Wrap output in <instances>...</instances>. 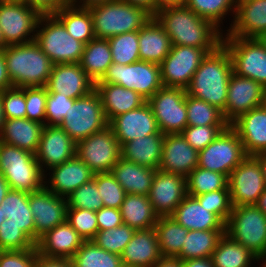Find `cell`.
<instances>
[{"mask_svg": "<svg viewBox=\"0 0 266 267\" xmlns=\"http://www.w3.org/2000/svg\"><path fill=\"white\" fill-rule=\"evenodd\" d=\"M153 16L164 27L172 45L209 48L212 52L222 45L224 33L186 5L162 8Z\"/></svg>", "mask_w": 266, "mask_h": 267, "instance_id": "1", "label": "cell"}, {"mask_svg": "<svg viewBox=\"0 0 266 267\" xmlns=\"http://www.w3.org/2000/svg\"><path fill=\"white\" fill-rule=\"evenodd\" d=\"M232 72L231 55L222 44L203 58L186 94L216 106L225 115L228 83Z\"/></svg>", "mask_w": 266, "mask_h": 267, "instance_id": "2", "label": "cell"}, {"mask_svg": "<svg viewBox=\"0 0 266 267\" xmlns=\"http://www.w3.org/2000/svg\"><path fill=\"white\" fill-rule=\"evenodd\" d=\"M3 55L13 87L47 85L54 64L35 41L6 46Z\"/></svg>", "mask_w": 266, "mask_h": 267, "instance_id": "3", "label": "cell"}, {"mask_svg": "<svg viewBox=\"0 0 266 267\" xmlns=\"http://www.w3.org/2000/svg\"><path fill=\"white\" fill-rule=\"evenodd\" d=\"M95 38L108 39L122 33L139 31L153 16L145 8L121 0L88 7Z\"/></svg>", "mask_w": 266, "mask_h": 267, "instance_id": "4", "label": "cell"}, {"mask_svg": "<svg viewBox=\"0 0 266 267\" xmlns=\"http://www.w3.org/2000/svg\"><path fill=\"white\" fill-rule=\"evenodd\" d=\"M0 173L10 189L27 193L44 187V173L35 154L0 141Z\"/></svg>", "mask_w": 266, "mask_h": 267, "instance_id": "5", "label": "cell"}, {"mask_svg": "<svg viewBox=\"0 0 266 267\" xmlns=\"http://www.w3.org/2000/svg\"><path fill=\"white\" fill-rule=\"evenodd\" d=\"M34 41L53 64L79 63L85 46L53 14L41 15Z\"/></svg>", "mask_w": 266, "mask_h": 267, "instance_id": "6", "label": "cell"}, {"mask_svg": "<svg viewBox=\"0 0 266 267\" xmlns=\"http://www.w3.org/2000/svg\"><path fill=\"white\" fill-rule=\"evenodd\" d=\"M225 234L259 259L266 257V215L255 205L233 207L225 224Z\"/></svg>", "mask_w": 266, "mask_h": 267, "instance_id": "7", "label": "cell"}, {"mask_svg": "<svg viewBox=\"0 0 266 267\" xmlns=\"http://www.w3.org/2000/svg\"><path fill=\"white\" fill-rule=\"evenodd\" d=\"M96 83L121 85L136 91L146 101L163 86L160 65L143 60L128 65L112 63L104 77Z\"/></svg>", "mask_w": 266, "mask_h": 267, "instance_id": "8", "label": "cell"}, {"mask_svg": "<svg viewBox=\"0 0 266 267\" xmlns=\"http://www.w3.org/2000/svg\"><path fill=\"white\" fill-rule=\"evenodd\" d=\"M76 143L108 126L96 89L75 99L59 125Z\"/></svg>", "mask_w": 266, "mask_h": 267, "instance_id": "9", "label": "cell"}, {"mask_svg": "<svg viewBox=\"0 0 266 267\" xmlns=\"http://www.w3.org/2000/svg\"><path fill=\"white\" fill-rule=\"evenodd\" d=\"M246 157L237 132L229 126L199 152L198 167L229 177L232 170Z\"/></svg>", "mask_w": 266, "mask_h": 267, "instance_id": "10", "label": "cell"}, {"mask_svg": "<svg viewBox=\"0 0 266 267\" xmlns=\"http://www.w3.org/2000/svg\"><path fill=\"white\" fill-rule=\"evenodd\" d=\"M233 72L266 87V48L256 38L223 37Z\"/></svg>", "mask_w": 266, "mask_h": 267, "instance_id": "11", "label": "cell"}, {"mask_svg": "<svg viewBox=\"0 0 266 267\" xmlns=\"http://www.w3.org/2000/svg\"><path fill=\"white\" fill-rule=\"evenodd\" d=\"M76 156L94 174L111 172L121 157V146L108 125L76 143Z\"/></svg>", "mask_w": 266, "mask_h": 267, "instance_id": "12", "label": "cell"}, {"mask_svg": "<svg viewBox=\"0 0 266 267\" xmlns=\"http://www.w3.org/2000/svg\"><path fill=\"white\" fill-rule=\"evenodd\" d=\"M210 52L209 48L173 45L159 64L163 86L186 90L201 61Z\"/></svg>", "mask_w": 266, "mask_h": 267, "instance_id": "13", "label": "cell"}, {"mask_svg": "<svg viewBox=\"0 0 266 267\" xmlns=\"http://www.w3.org/2000/svg\"><path fill=\"white\" fill-rule=\"evenodd\" d=\"M147 102L163 134L182 133L187 127L186 90L162 86Z\"/></svg>", "mask_w": 266, "mask_h": 267, "instance_id": "14", "label": "cell"}, {"mask_svg": "<svg viewBox=\"0 0 266 267\" xmlns=\"http://www.w3.org/2000/svg\"><path fill=\"white\" fill-rule=\"evenodd\" d=\"M40 17L37 10L19 1H0V29L5 43L10 46L34 41Z\"/></svg>", "mask_w": 266, "mask_h": 267, "instance_id": "15", "label": "cell"}, {"mask_svg": "<svg viewBox=\"0 0 266 267\" xmlns=\"http://www.w3.org/2000/svg\"><path fill=\"white\" fill-rule=\"evenodd\" d=\"M228 188L233 207L257 203L266 183L260 163L254 156H247L232 170Z\"/></svg>", "mask_w": 266, "mask_h": 267, "instance_id": "16", "label": "cell"}, {"mask_svg": "<svg viewBox=\"0 0 266 267\" xmlns=\"http://www.w3.org/2000/svg\"><path fill=\"white\" fill-rule=\"evenodd\" d=\"M29 207L35 224V244L48 231L66 221L67 200L45 187L29 193Z\"/></svg>", "mask_w": 266, "mask_h": 267, "instance_id": "17", "label": "cell"}, {"mask_svg": "<svg viewBox=\"0 0 266 267\" xmlns=\"http://www.w3.org/2000/svg\"><path fill=\"white\" fill-rule=\"evenodd\" d=\"M187 195L186 177L156 170L148 197L159 217L170 216Z\"/></svg>", "mask_w": 266, "mask_h": 267, "instance_id": "18", "label": "cell"}, {"mask_svg": "<svg viewBox=\"0 0 266 267\" xmlns=\"http://www.w3.org/2000/svg\"><path fill=\"white\" fill-rule=\"evenodd\" d=\"M75 156L76 142L59 125H45L35 153L41 171L46 174L47 169L61 165Z\"/></svg>", "mask_w": 266, "mask_h": 267, "instance_id": "19", "label": "cell"}, {"mask_svg": "<svg viewBox=\"0 0 266 267\" xmlns=\"http://www.w3.org/2000/svg\"><path fill=\"white\" fill-rule=\"evenodd\" d=\"M264 87L232 72L228 83L225 119L231 124L240 115L262 106Z\"/></svg>", "mask_w": 266, "mask_h": 267, "instance_id": "20", "label": "cell"}, {"mask_svg": "<svg viewBox=\"0 0 266 267\" xmlns=\"http://www.w3.org/2000/svg\"><path fill=\"white\" fill-rule=\"evenodd\" d=\"M108 125L113 130L120 146L160 131L152 108L147 101L137 109L114 117Z\"/></svg>", "mask_w": 266, "mask_h": 267, "instance_id": "21", "label": "cell"}, {"mask_svg": "<svg viewBox=\"0 0 266 267\" xmlns=\"http://www.w3.org/2000/svg\"><path fill=\"white\" fill-rule=\"evenodd\" d=\"M46 88L48 93L78 99L94 90L95 83L79 63L54 64Z\"/></svg>", "mask_w": 266, "mask_h": 267, "instance_id": "22", "label": "cell"}, {"mask_svg": "<svg viewBox=\"0 0 266 267\" xmlns=\"http://www.w3.org/2000/svg\"><path fill=\"white\" fill-rule=\"evenodd\" d=\"M199 152L186 141L182 133L165 134L158 170L187 177L198 167Z\"/></svg>", "mask_w": 266, "mask_h": 267, "instance_id": "23", "label": "cell"}, {"mask_svg": "<svg viewBox=\"0 0 266 267\" xmlns=\"http://www.w3.org/2000/svg\"><path fill=\"white\" fill-rule=\"evenodd\" d=\"M232 22L224 37L257 38L266 31V0H236Z\"/></svg>", "mask_w": 266, "mask_h": 267, "instance_id": "24", "label": "cell"}, {"mask_svg": "<svg viewBox=\"0 0 266 267\" xmlns=\"http://www.w3.org/2000/svg\"><path fill=\"white\" fill-rule=\"evenodd\" d=\"M49 170L51 175L48 180L44 175V187L65 198L94 177L91 169L77 156Z\"/></svg>", "mask_w": 266, "mask_h": 267, "instance_id": "25", "label": "cell"}, {"mask_svg": "<svg viewBox=\"0 0 266 267\" xmlns=\"http://www.w3.org/2000/svg\"><path fill=\"white\" fill-rule=\"evenodd\" d=\"M230 126L237 132L247 156L266 152V109L263 106L240 115Z\"/></svg>", "mask_w": 266, "mask_h": 267, "instance_id": "26", "label": "cell"}, {"mask_svg": "<svg viewBox=\"0 0 266 267\" xmlns=\"http://www.w3.org/2000/svg\"><path fill=\"white\" fill-rule=\"evenodd\" d=\"M84 241L78 232L64 221L43 235L36 247L42 257L71 259Z\"/></svg>", "mask_w": 266, "mask_h": 267, "instance_id": "27", "label": "cell"}, {"mask_svg": "<svg viewBox=\"0 0 266 267\" xmlns=\"http://www.w3.org/2000/svg\"><path fill=\"white\" fill-rule=\"evenodd\" d=\"M120 257L124 267H152L163 257L155 227L136 230Z\"/></svg>", "mask_w": 266, "mask_h": 267, "instance_id": "28", "label": "cell"}, {"mask_svg": "<svg viewBox=\"0 0 266 267\" xmlns=\"http://www.w3.org/2000/svg\"><path fill=\"white\" fill-rule=\"evenodd\" d=\"M140 60L160 64L170 53L172 41L164 27L152 16L138 31Z\"/></svg>", "mask_w": 266, "mask_h": 267, "instance_id": "29", "label": "cell"}, {"mask_svg": "<svg viewBox=\"0 0 266 267\" xmlns=\"http://www.w3.org/2000/svg\"><path fill=\"white\" fill-rule=\"evenodd\" d=\"M190 230H225V224L193 196L187 195L170 215Z\"/></svg>", "mask_w": 266, "mask_h": 267, "instance_id": "30", "label": "cell"}, {"mask_svg": "<svg viewBox=\"0 0 266 267\" xmlns=\"http://www.w3.org/2000/svg\"><path fill=\"white\" fill-rule=\"evenodd\" d=\"M95 89L100 95L103 112L108 123L114 117L137 109L146 102L136 91L124 88L121 85L95 83Z\"/></svg>", "mask_w": 266, "mask_h": 267, "instance_id": "31", "label": "cell"}, {"mask_svg": "<svg viewBox=\"0 0 266 267\" xmlns=\"http://www.w3.org/2000/svg\"><path fill=\"white\" fill-rule=\"evenodd\" d=\"M44 126V124L27 118L5 119L0 134V141L35 154Z\"/></svg>", "mask_w": 266, "mask_h": 267, "instance_id": "32", "label": "cell"}, {"mask_svg": "<svg viewBox=\"0 0 266 267\" xmlns=\"http://www.w3.org/2000/svg\"><path fill=\"white\" fill-rule=\"evenodd\" d=\"M156 170L141 166L123 157L117 161L111 173L122 186L126 194L148 196Z\"/></svg>", "mask_w": 266, "mask_h": 267, "instance_id": "33", "label": "cell"}, {"mask_svg": "<svg viewBox=\"0 0 266 267\" xmlns=\"http://www.w3.org/2000/svg\"><path fill=\"white\" fill-rule=\"evenodd\" d=\"M162 132L139 137L121 146V157L141 166L158 170L164 141Z\"/></svg>", "mask_w": 266, "mask_h": 267, "instance_id": "34", "label": "cell"}, {"mask_svg": "<svg viewBox=\"0 0 266 267\" xmlns=\"http://www.w3.org/2000/svg\"><path fill=\"white\" fill-rule=\"evenodd\" d=\"M0 207L7 223L20 227L35 243V224L29 207V193L10 189Z\"/></svg>", "mask_w": 266, "mask_h": 267, "instance_id": "35", "label": "cell"}, {"mask_svg": "<svg viewBox=\"0 0 266 267\" xmlns=\"http://www.w3.org/2000/svg\"><path fill=\"white\" fill-rule=\"evenodd\" d=\"M123 224L135 230L155 227L159 216L155 213L148 196L126 194L120 207Z\"/></svg>", "mask_w": 266, "mask_h": 267, "instance_id": "36", "label": "cell"}, {"mask_svg": "<svg viewBox=\"0 0 266 267\" xmlns=\"http://www.w3.org/2000/svg\"><path fill=\"white\" fill-rule=\"evenodd\" d=\"M113 63L108 39L94 38L84 46L79 65L94 81H100Z\"/></svg>", "mask_w": 266, "mask_h": 267, "instance_id": "37", "label": "cell"}, {"mask_svg": "<svg viewBox=\"0 0 266 267\" xmlns=\"http://www.w3.org/2000/svg\"><path fill=\"white\" fill-rule=\"evenodd\" d=\"M76 40L85 45L95 38L93 19L88 8L67 5L53 14Z\"/></svg>", "mask_w": 266, "mask_h": 267, "instance_id": "38", "label": "cell"}, {"mask_svg": "<svg viewBox=\"0 0 266 267\" xmlns=\"http://www.w3.org/2000/svg\"><path fill=\"white\" fill-rule=\"evenodd\" d=\"M214 267H251L259 258L227 234L220 238L211 255Z\"/></svg>", "mask_w": 266, "mask_h": 267, "instance_id": "39", "label": "cell"}, {"mask_svg": "<svg viewBox=\"0 0 266 267\" xmlns=\"http://www.w3.org/2000/svg\"><path fill=\"white\" fill-rule=\"evenodd\" d=\"M224 233L225 230H190L176 257L182 261L211 257Z\"/></svg>", "mask_w": 266, "mask_h": 267, "instance_id": "40", "label": "cell"}, {"mask_svg": "<svg viewBox=\"0 0 266 267\" xmlns=\"http://www.w3.org/2000/svg\"><path fill=\"white\" fill-rule=\"evenodd\" d=\"M158 243L163 257H176L182 249L189 230L170 216H161L155 224Z\"/></svg>", "mask_w": 266, "mask_h": 267, "instance_id": "41", "label": "cell"}, {"mask_svg": "<svg viewBox=\"0 0 266 267\" xmlns=\"http://www.w3.org/2000/svg\"><path fill=\"white\" fill-rule=\"evenodd\" d=\"M70 260L73 267H124L120 255L100 248L92 240L84 241Z\"/></svg>", "mask_w": 266, "mask_h": 267, "instance_id": "42", "label": "cell"}, {"mask_svg": "<svg viewBox=\"0 0 266 267\" xmlns=\"http://www.w3.org/2000/svg\"><path fill=\"white\" fill-rule=\"evenodd\" d=\"M187 126L230 125L223 111L186 94Z\"/></svg>", "mask_w": 266, "mask_h": 267, "instance_id": "43", "label": "cell"}, {"mask_svg": "<svg viewBox=\"0 0 266 267\" xmlns=\"http://www.w3.org/2000/svg\"><path fill=\"white\" fill-rule=\"evenodd\" d=\"M185 5L201 18L213 23L222 32L224 31L220 25L228 12H233V19L236 14V0H186Z\"/></svg>", "mask_w": 266, "mask_h": 267, "instance_id": "44", "label": "cell"}, {"mask_svg": "<svg viewBox=\"0 0 266 267\" xmlns=\"http://www.w3.org/2000/svg\"><path fill=\"white\" fill-rule=\"evenodd\" d=\"M187 194L197 196L228 188V177L222 173L196 167L187 177Z\"/></svg>", "mask_w": 266, "mask_h": 267, "instance_id": "45", "label": "cell"}, {"mask_svg": "<svg viewBox=\"0 0 266 267\" xmlns=\"http://www.w3.org/2000/svg\"><path fill=\"white\" fill-rule=\"evenodd\" d=\"M113 63L128 65L140 60L138 31L108 38Z\"/></svg>", "mask_w": 266, "mask_h": 267, "instance_id": "46", "label": "cell"}, {"mask_svg": "<svg viewBox=\"0 0 266 267\" xmlns=\"http://www.w3.org/2000/svg\"><path fill=\"white\" fill-rule=\"evenodd\" d=\"M135 231L130 226L122 224L116 228L98 231L92 241L110 253L121 255Z\"/></svg>", "mask_w": 266, "mask_h": 267, "instance_id": "47", "label": "cell"}, {"mask_svg": "<svg viewBox=\"0 0 266 267\" xmlns=\"http://www.w3.org/2000/svg\"><path fill=\"white\" fill-rule=\"evenodd\" d=\"M68 208L87 209L99 211L104 207L102 198L99 196L95 174L93 179L81 185L66 197Z\"/></svg>", "mask_w": 266, "mask_h": 267, "instance_id": "48", "label": "cell"}, {"mask_svg": "<svg viewBox=\"0 0 266 267\" xmlns=\"http://www.w3.org/2000/svg\"><path fill=\"white\" fill-rule=\"evenodd\" d=\"M95 183L104 207L120 209L126 192L111 172L95 174Z\"/></svg>", "mask_w": 266, "mask_h": 267, "instance_id": "49", "label": "cell"}, {"mask_svg": "<svg viewBox=\"0 0 266 267\" xmlns=\"http://www.w3.org/2000/svg\"><path fill=\"white\" fill-rule=\"evenodd\" d=\"M66 221L85 240H92L98 232L96 211L67 208Z\"/></svg>", "mask_w": 266, "mask_h": 267, "instance_id": "50", "label": "cell"}, {"mask_svg": "<svg viewBox=\"0 0 266 267\" xmlns=\"http://www.w3.org/2000/svg\"><path fill=\"white\" fill-rule=\"evenodd\" d=\"M193 197L226 224L233 208L229 189H220Z\"/></svg>", "mask_w": 266, "mask_h": 267, "instance_id": "51", "label": "cell"}, {"mask_svg": "<svg viewBox=\"0 0 266 267\" xmlns=\"http://www.w3.org/2000/svg\"><path fill=\"white\" fill-rule=\"evenodd\" d=\"M36 248V244L14 224L4 220L0 226V251H19Z\"/></svg>", "mask_w": 266, "mask_h": 267, "instance_id": "52", "label": "cell"}, {"mask_svg": "<svg viewBox=\"0 0 266 267\" xmlns=\"http://www.w3.org/2000/svg\"><path fill=\"white\" fill-rule=\"evenodd\" d=\"M48 89L46 86L25 87L26 118L45 125Z\"/></svg>", "mask_w": 266, "mask_h": 267, "instance_id": "53", "label": "cell"}, {"mask_svg": "<svg viewBox=\"0 0 266 267\" xmlns=\"http://www.w3.org/2000/svg\"><path fill=\"white\" fill-rule=\"evenodd\" d=\"M230 125L187 126L182 135L195 150L200 152Z\"/></svg>", "mask_w": 266, "mask_h": 267, "instance_id": "54", "label": "cell"}, {"mask_svg": "<svg viewBox=\"0 0 266 267\" xmlns=\"http://www.w3.org/2000/svg\"><path fill=\"white\" fill-rule=\"evenodd\" d=\"M0 95L5 119L26 118L25 87H11Z\"/></svg>", "mask_w": 266, "mask_h": 267, "instance_id": "55", "label": "cell"}, {"mask_svg": "<svg viewBox=\"0 0 266 267\" xmlns=\"http://www.w3.org/2000/svg\"><path fill=\"white\" fill-rule=\"evenodd\" d=\"M75 99L61 93H48L46 100L45 125H60Z\"/></svg>", "mask_w": 266, "mask_h": 267, "instance_id": "56", "label": "cell"}, {"mask_svg": "<svg viewBox=\"0 0 266 267\" xmlns=\"http://www.w3.org/2000/svg\"><path fill=\"white\" fill-rule=\"evenodd\" d=\"M39 252L36 248L0 251V267H35Z\"/></svg>", "mask_w": 266, "mask_h": 267, "instance_id": "57", "label": "cell"}, {"mask_svg": "<svg viewBox=\"0 0 266 267\" xmlns=\"http://www.w3.org/2000/svg\"><path fill=\"white\" fill-rule=\"evenodd\" d=\"M98 231L116 228L123 224L120 209L102 207L96 211Z\"/></svg>", "mask_w": 266, "mask_h": 267, "instance_id": "58", "label": "cell"}, {"mask_svg": "<svg viewBox=\"0 0 266 267\" xmlns=\"http://www.w3.org/2000/svg\"><path fill=\"white\" fill-rule=\"evenodd\" d=\"M19 2L37 10L41 15H52L69 5L68 0H20Z\"/></svg>", "mask_w": 266, "mask_h": 267, "instance_id": "59", "label": "cell"}, {"mask_svg": "<svg viewBox=\"0 0 266 267\" xmlns=\"http://www.w3.org/2000/svg\"><path fill=\"white\" fill-rule=\"evenodd\" d=\"M35 267H73L70 259L37 257Z\"/></svg>", "mask_w": 266, "mask_h": 267, "instance_id": "60", "label": "cell"}, {"mask_svg": "<svg viewBox=\"0 0 266 267\" xmlns=\"http://www.w3.org/2000/svg\"><path fill=\"white\" fill-rule=\"evenodd\" d=\"M13 87L8 75L3 50H0V92Z\"/></svg>", "mask_w": 266, "mask_h": 267, "instance_id": "61", "label": "cell"}, {"mask_svg": "<svg viewBox=\"0 0 266 267\" xmlns=\"http://www.w3.org/2000/svg\"><path fill=\"white\" fill-rule=\"evenodd\" d=\"M182 267H214L211 257L182 261Z\"/></svg>", "mask_w": 266, "mask_h": 267, "instance_id": "62", "label": "cell"}, {"mask_svg": "<svg viewBox=\"0 0 266 267\" xmlns=\"http://www.w3.org/2000/svg\"><path fill=\"white\" fill-rule=\"evenodd\" d=\"M145 8L152 15L156 13V0H121Z\"/></svg>", "mask_w": 266, "mask_h": 267, "instance_id": "63", "label": "cell"}, {"mask_svg": "<svg viewBox=\"0 0 266 267\" xmlns=\"http://www.w3.org/2000/svg\"><path fill=\"white\" fill-rule=\"evenodd\" d=\"M152 267H182V260L177 257H162Z\"/></svg>", "mask_w": 266, "mask_h": 267, "instance_id": "64", "label": "cell"}, {"mask_svg": "<svg viewBox=\"0 0 266 267\" xmlns=\"http://www.w3.org/2000/svg\"><path fill=\"white\" fill-rule=\"evenodd\" d=\"M69 4L80 7V8H88L94 6L96 4H102L109 2L111 0H68ZM82 3V4H80Z\"/></svg>", "mask_w": 266, "mask_h": 267, "instance_id": "65", "label": "cell"}, {"mask_svg": "<svg viewBox=\"0 0 266 267\" xmlns=\"http://www.w3.org/2000/svg\"><path fill=\"white\" fill-rule=\"evenodd\" d=\"M186 0H156V12L162 8L185 5Z\"/></svg>", "mask_w": 266, "mask_h": 267, "instance_id": "66", "label": "cell"}, {"mask_svg": "<svg viewBox=\"0 0 266 267\" xmlns=\"http://www.w3.org/2000/svg\"><path fill=\"white\" fill-rule=\"evenodd\" d=\"M9 190H10L9 184L7 183L2 173H0V205L4 201V198Z\"/></svg>", "mask_w": 266, "mask_h": 267, "instance_id": "67", "label": "cell"}, {"mask_svg": "<svg viewBox=\"0 0 266 267\" xmlns=\"http://www.w3.org/2000/svg\"><path fill=\"white\" fill-rule=\"evenodd\" d=\"M254 157L259 161L266 183V152L258 153Z\"/></svg>", "mask_w": 266, "mask_h": 267, "instance_id": "68", "label": "cell"}, {"mask_svg": "<svg viewBox=\"0 0 266 267\" xmlns=\"http://www.w3.org/2000/svg\"><path fill=\"white\" fill-rule=\"evenodd\" d=\"M255 206L266 215V189L259 196Z\"/></svg>", "mask_w": 266, "mask_h": 267, "instance_id": "69", "label": "cell"}, {"mask_svg": "<svg viewBox=\"0 0 266 267\" xmlns=\"http://www.w3.org/2000/svg\"><path fill=\"white\" fill-rule=\"evenodd\" d=\"M4 120H5V118H4V115H3L1 95H0V134H1V130H2V126H3Z\"/></svg>", "mask_w": 266, "mask_h": 267, "instance_id": "70", "label": "cell"}, {"mask_svg": "<svg viewBox=\"0 0 266 267\" xmlns=\"http://www.w3.org/2000/svg\"><path fill=\"white\" fill-rule=\"evenodd\" d=\"M266 48V31L256 38Z\"/></svg>", "mask_w": 266, "mask_h": 267, "instance_id": "71", "label": "cell"}, {"mask_svg": "<svg viewBox=\"0 0 266 267\" xmlns=\"http://www.w3.org/2000/svg\"><path fill=\"white\" fill-rule=\"evenodd\" d=\"M6 46L8 45L5 43L2 31L0 29V50H4Z\"/></svg>", "mask_w": 266, "mask_h": 267, "instance_id": "72", "label": "cell"}, {"mask_svg": "<svg viewBox=\"0 0 266 267\" xmlns=\"http://www.w3.org/2000/svg\"><path fill=\"white\" fill-rule=\"evenodd\" d=\"M262 106L266 109V87H264V91H263Z\"/></svg>", "mask_w": 266, "mask_h": 267, "instance_id": "73", "label": "cell"}, {"mask_svg": "<svg viewBox=\"0 0 266 267\" xmlns=\"http://www.w3.org/2000/svg\"><path fill=\"white\" fill-rule=\"evenodd\" d=\"M5 219H6L5 214L3 213V210L0 207V226L2 225Z\"/></svg>", "mask_w": 266, "mask_h": 267, "instance_id": "74", "label": "cell"}, {"mask_svg": "<svg viewBox=\"0 0 266 267\" xmlns=\"http://www.w3.org/2000/svg\"><path fill=\"white\" fill-rule=\"evenodd\" d=\"M259 260L263 262L262 265L260 264V267H266V257Z\"/></svg>", "mask_w": 266, "mask_h": 267, "instance_id": "75", "label": "cell"}, {"mask_svg": "<svg viewBox=\"0 0 266 267\" xmlns=\"http://www.w3.org/2000/svg\"><path fill=\"white\" fill-rule=\"evenodd\" d=\"M1 1H20V0H1Z\"/></svg>", "mask_w": 266, "mask_h": 267, "instance_id": "76", "label": "cell"}]
</instances>
